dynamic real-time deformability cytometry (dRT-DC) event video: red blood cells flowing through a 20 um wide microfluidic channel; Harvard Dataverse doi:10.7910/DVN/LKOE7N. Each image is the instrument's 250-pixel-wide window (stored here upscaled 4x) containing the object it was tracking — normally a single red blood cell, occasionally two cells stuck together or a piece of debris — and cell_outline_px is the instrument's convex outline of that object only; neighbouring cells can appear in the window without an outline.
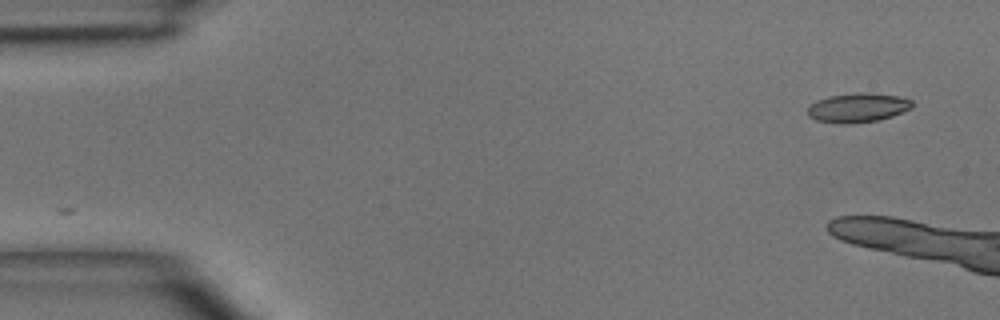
{"species": "common noctule bat (a hibernating species)", "species_latin": "Nyctalus noctula", "temperature_condition": "room temperature", "stored_images_in_passage": 9, "camera_frame_rate_fps": 3000, "um_per_image_px": 0.085, "animal": {"sex": "male", "body_mass_g": 15.6}, "frame": {"image": 1, "passage_image": 1, "time_ms": 0.0, "image_size_px": [1000, 320], "cell_outline_px": [[912, 108], [892, 116], [876, 120], [844, 124], [840, 124], [816, 120], [808, 116], [808, 108], [816, 100], [828, 96], [896, 96], [912, 100]], "centroid_in_image_um": [72.86, 9.22], "position_along_channel_um": 12.1, "area_um2": 16.59}}
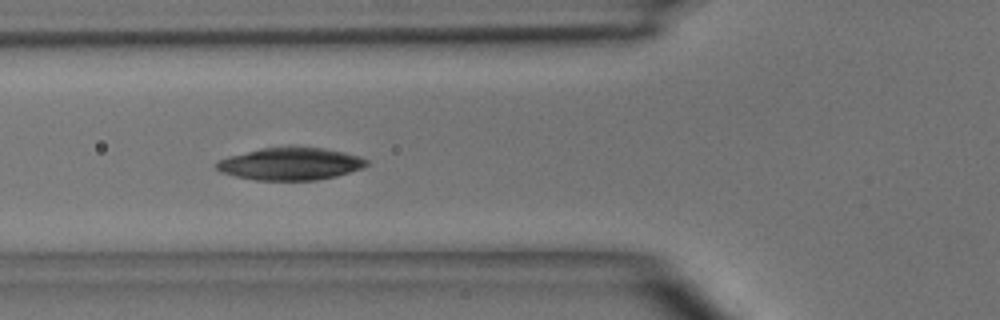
{"frame": {"image": 2, "passage_image": 6, "time_ms": 6.667, "image_size_px": [1000, 320], "cell_outline_px": [[368, 164], [364, 168], [336, 176], [316, 180], [256, 180], [236, 176], [220, 172], [216, 168], [216, 164], [220, 160], [228, 156], [260, 148], [324, 148], [344, 152], [360, 156], [368, 160]], "centroid_in_image_um": [24.71, 13.94], "position_along_channel_um": 101.1, "area_um2": 28.09}}